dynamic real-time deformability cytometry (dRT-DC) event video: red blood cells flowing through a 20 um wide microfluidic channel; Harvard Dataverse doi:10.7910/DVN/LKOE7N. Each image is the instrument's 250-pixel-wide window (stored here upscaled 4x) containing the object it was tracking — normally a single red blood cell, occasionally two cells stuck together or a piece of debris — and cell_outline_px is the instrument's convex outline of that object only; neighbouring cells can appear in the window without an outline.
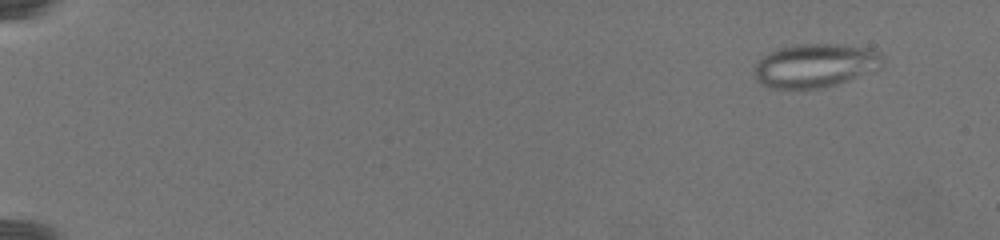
{"species": "common noctule bat (a hibernating species)", "species_latin": "Nyctalus noctula", "temperature_condition": "warm", "stored_images_in_passage": 53, "camera_frame_rate_fps": 3000, "um_per_image_px": 0.085, "animal": {"sex": "female", "body_mass_g": 19.5, "forearm_length_mm": 54.1}, "frame": {"image": 1, "passage_image": 6, "time_ms": 1.667, "image_size_px": [1000, 240], "cell_outline_px": [[880, 68], [836, 84], [820, 88], [768, 88], [760, 84], [756, 80], [756, 64], [768, 52], [792, 44], [840, 44], [868, 48], [876, 52], [880, 56]], "centroid_in_image_um": [69.23, 5.56], "position_along_channel_um": 15.8, "area_um2": 32.14}}
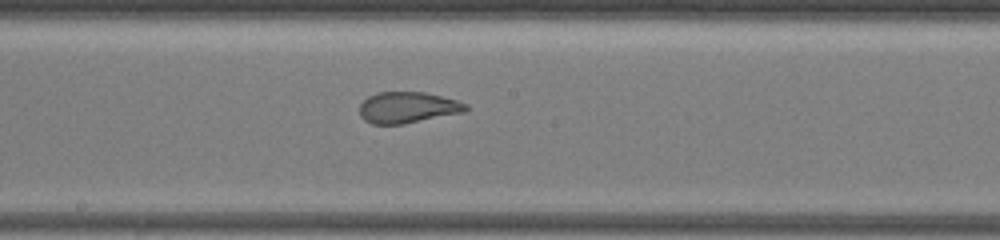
{"frame": {"image": 2, "passage_image": 32, "time_ms": 14.667, "image_size_px": [1000, 240], "cell_outline_px": [[468, 108], [464, 112], [404, 124], [372, 124], [364, 120], [360, 116], [360, 104], [368, 96], [376, 92], [424, 92], [456, 100], [468, 104]], "centroid_in_image_um": [34.63, 9.14], "position_along_channel_um": 213.6, "area_um2": 19.31}}
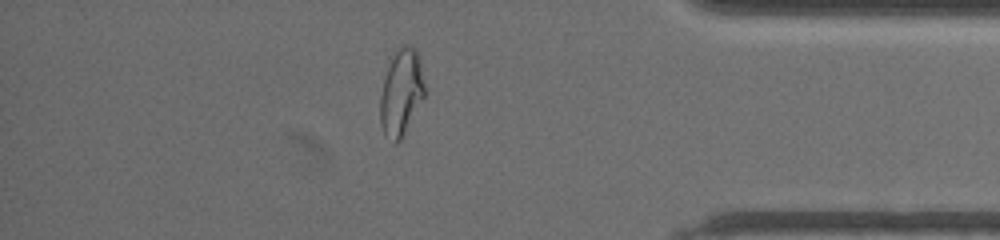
{"frame": {"image": 3, "passage_image": 47, "time_ms": 22.0, "image_size_px": [1000, 240], "cell_outline_px": [[428, 88], [424, 96], [400, 140], [396, 144], [384, 136], [380, 124], [380, 96], [388, 56], [396, 48], [404, 44], [416, 48], [420, 60]], "centroid_in_image_um": [34.1, 7.77], "position_along_channel_um": 401.1, "area_um2": 23.24}}